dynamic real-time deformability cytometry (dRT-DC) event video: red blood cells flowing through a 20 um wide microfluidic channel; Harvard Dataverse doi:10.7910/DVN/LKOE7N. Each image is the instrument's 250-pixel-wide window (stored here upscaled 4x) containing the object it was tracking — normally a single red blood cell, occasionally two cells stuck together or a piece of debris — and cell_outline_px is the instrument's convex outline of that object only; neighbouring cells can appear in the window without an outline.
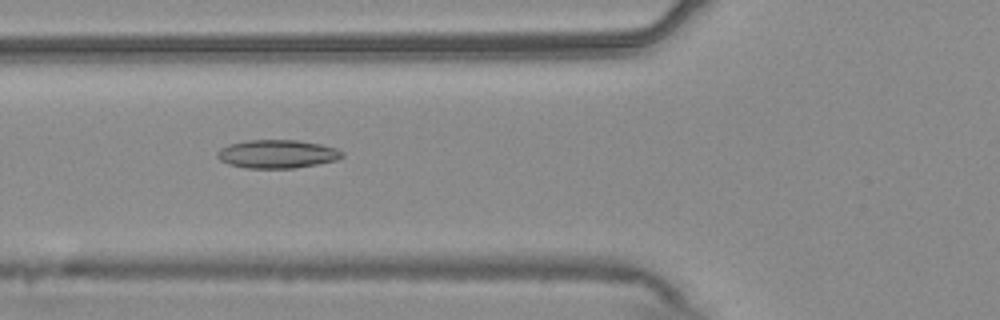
{"species": "common noctule bat (a hibernating species)", "species_latin": "Nyctalus noctula", "temperature_condition": "warm", "stored_images_in_passage": 53, "camera_frame_rate_fps": 3000, "um_per_image_px": 0.085, "animal": {"sex": "male", "body_mass_g": 20.4}, "frame": {"image": 1, "passage_image": 21, "time_ms": 6.667, "image_size_px": [1000, 320], "cell_outline_px": [[344, 156], [336, 160], [296, 168], [244, 168], [228, 164], [220, 160], [216, 156], [216, 152], [220, 148], [228, 144], [248, 140], [296, 140], [320, 144], [336, 148], [344, 152]], "centroid_in_image_um": [23.53, 13.09], "position_along_channel_um": 102.3, "area_um2": 20.75}}
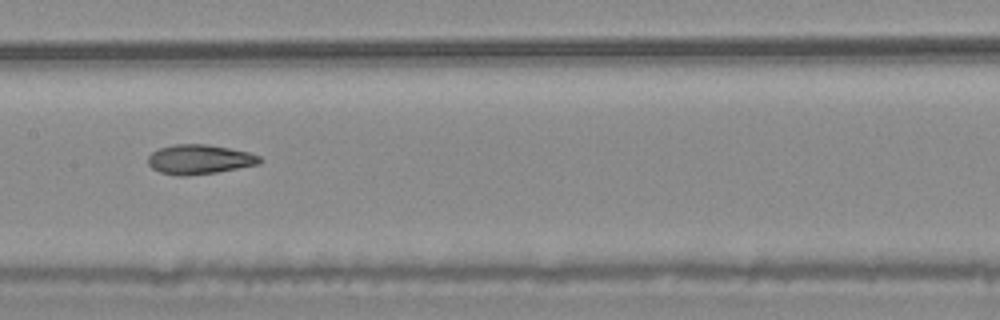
{"frame": {"image": 2, "passage_image": 28, "time_ms": 9.0, "image_size_px": [1000, 320], "cell_outline_px": [[264, 160], [260, 164], [216, 172], [188, 176], [176, 176], [160, 172], [152, 168], [148, 164], [148, 156], [152, 152], [160, 148], [176, 144], [204, 144], [228, 148], [248, 152], [260, 156]], "centroid_in_image_um": [16.96, 13.56], "position_along_channel_um": 190.4, "area_um2": 19.25}}
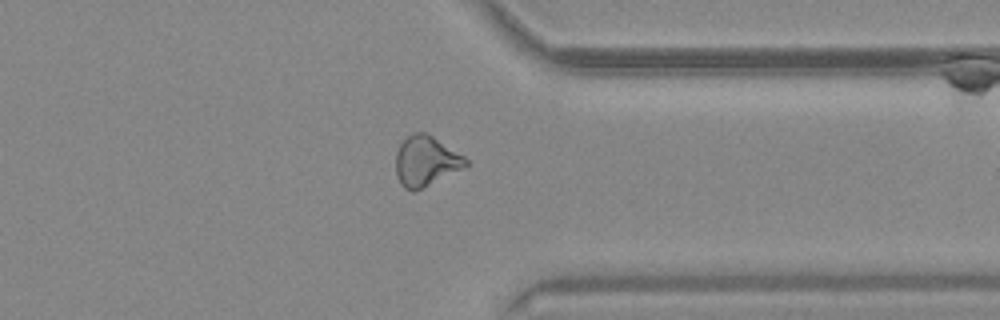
{"frame": {"image": 3, "passage_image": 43, "time_ms": 14.0, "image_size_px": [1000, 320], "cell_outline_px": [[468, 164], [416, 192], [412, 192], [404, 188], [400, 184], [396, 176], [396, 152], [400, 144], [412, 132], [428, 132], [464, 156], [468, 160]], "centroid_in_image_um": [36.16, 13.69], "position_along_channel_um": 375.2, "area_um2": 20.46}}